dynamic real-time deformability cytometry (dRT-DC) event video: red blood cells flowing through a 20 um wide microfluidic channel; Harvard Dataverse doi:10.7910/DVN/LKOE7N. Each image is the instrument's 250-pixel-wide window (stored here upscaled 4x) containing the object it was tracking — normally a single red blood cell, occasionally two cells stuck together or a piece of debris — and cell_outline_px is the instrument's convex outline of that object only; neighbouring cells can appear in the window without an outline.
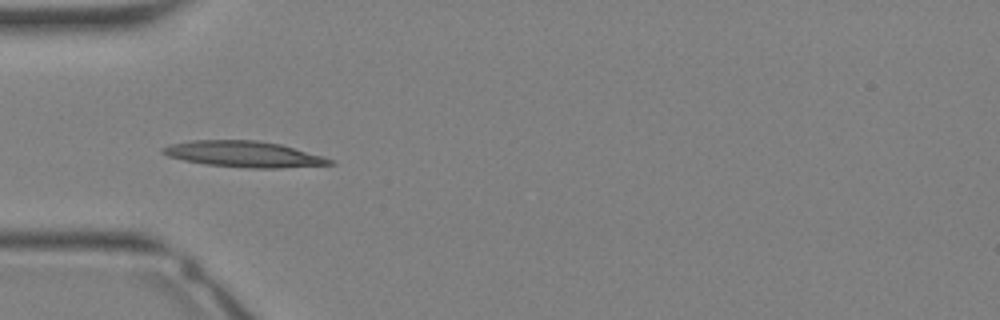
{"species": "Egyptian fruit bat (a non-hibernating species)", "species_latin": "Rousettus aegyptiacus", "temperature_condition": "warm", "stored_images_in_passage": 6, "camera_frame_rate_fps": 3000, "um_per_image_px": 0.085, "animal": {"sex": "female"}, "frame": {"image": 1, "passage_image": 2, "time_ms": 0.333, "image_size_px": [1000, 320], "cell_outline_px": [[336, 164], [276, 168], [252, 168], [208, 164], [184, 160], [168, 156], [160, 152], [160, 148], [172, 144], [192, 140], [256, 140], [280, 144], [324, 156], [332, 160]], "centroid_in_image_um": [20.73, 13.09], "position_along_channel_um": 64.3, "area_um2": 25.09}}
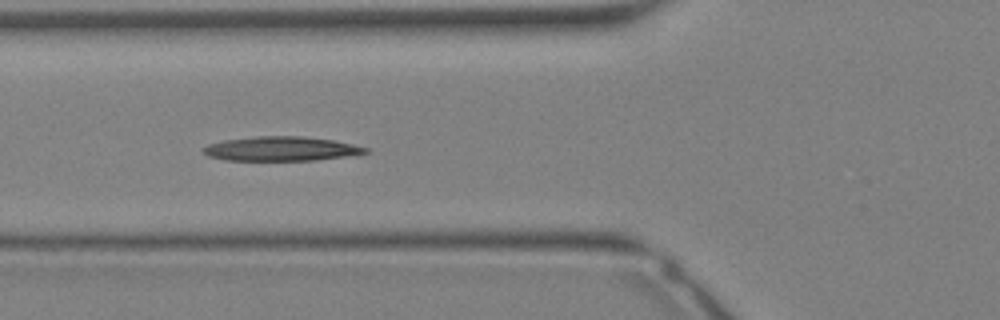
{"frame": {"image": 2, "passage_image": 4, "time_ms": 1.0, "image_size_px": [1000, 320], "cell_outline_px": [[368, 152], [348, 156], [316, 160], [228, 160], [208, 156], [204, 152], [204, 148], [208, 144], [224, 140], [256, 136], [300, 136], [332, 140], [352, 144], [368, 148]], "centroid_in_image_um": [23.9, 12.64], "position_along_channel_um": 101.9, "area_um2": 22.72}}